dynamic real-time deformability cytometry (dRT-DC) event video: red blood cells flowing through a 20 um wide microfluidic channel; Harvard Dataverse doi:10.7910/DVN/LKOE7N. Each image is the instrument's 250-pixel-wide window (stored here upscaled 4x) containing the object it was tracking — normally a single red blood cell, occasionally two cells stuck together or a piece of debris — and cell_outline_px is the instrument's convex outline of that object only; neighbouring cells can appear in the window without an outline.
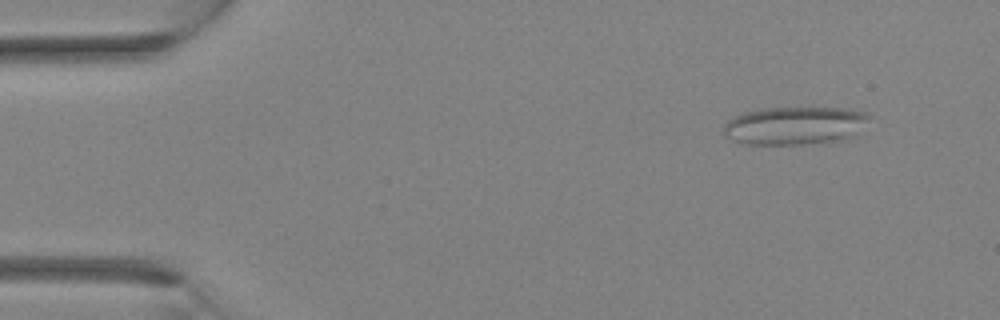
{"species": "Egyptian fruit bat (a non-hibernating species)", "species_latin": "Rousettus aegyptiacus", "temperature_condition": "room temperature", "stored_images_in_passage": 3, "camera_frame_rate_fps": 3000, "um_per_image_px": 0.085, "animal": {"sex": "female"}, "frame": {"image": 1, "passage_image": 3, "time_ms": 0.667, "image_size_px": [1000, 320], "cell_outline_px": [[868, 116], [844, 140], [828, 144], [744, 144], [732, 140], [724, 136], [724, 124], [728, 120], [744, 112], [764, 108], [844, 108], [864, 112]], "centroid_in_image_um": [67.44, 10.69], "position_along_channel_um": 17.6, "area_um2": 31.85}}